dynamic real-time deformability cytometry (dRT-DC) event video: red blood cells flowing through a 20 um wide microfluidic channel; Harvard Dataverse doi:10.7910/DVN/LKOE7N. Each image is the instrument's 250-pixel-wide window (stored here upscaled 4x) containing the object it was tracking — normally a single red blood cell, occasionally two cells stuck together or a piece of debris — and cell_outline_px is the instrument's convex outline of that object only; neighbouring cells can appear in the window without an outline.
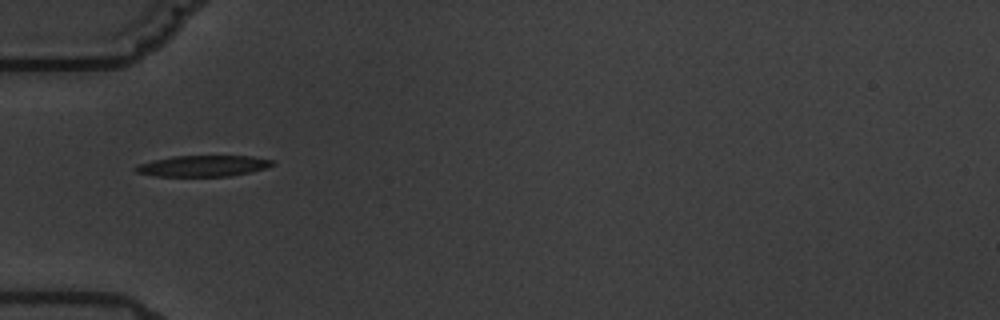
{"species": "common noctule bat (a hibernating species)", "species_latin": "Nyctalus noctula", "temperature_condition": "warm", "stored_images_in_passage": 4, "camera_frame_rate_fps": 3000, "um_per_image_px": 0.085, "animal": {"sex": "male", "body_mass_g": 19.5, "forearm_length_mm": 54.6}, "frame": {"image": 1, "passage_image": 1, "time_ms": 0.0, "image_size_px": [1000, 320], "cell_outline_px": [[272, 164], [264, 168], [248, 172], [228, 176], [156, 176], [136, 172], [132, 168], [140, 164], [152, 160], [172, 156], [252, 156], [272, 160]], "centroid_in_image_um": [17.19, 14.1], "position_along_channel_um": 67.8, "area_um2": 16.53}}
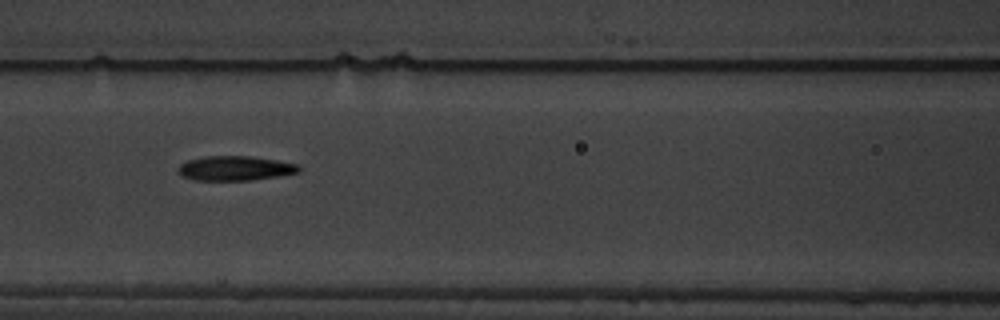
{"frame": {"image": 2, "passage_image": 3, "time_ms": 2.333, "image_size_px": [1000, 320], "cell_outline_px": [[300, 172], [280, 176], [252, 180], [192, 180], [180, 176], [180, 164], [188, 160], [204, 156], [248, 156], [276, 160], [296, 164], [300, 168]], "centroid_in_image_um": [19.98, 14.31], "position_along_channel_um": 146.6, "area_um2": 17.22}}